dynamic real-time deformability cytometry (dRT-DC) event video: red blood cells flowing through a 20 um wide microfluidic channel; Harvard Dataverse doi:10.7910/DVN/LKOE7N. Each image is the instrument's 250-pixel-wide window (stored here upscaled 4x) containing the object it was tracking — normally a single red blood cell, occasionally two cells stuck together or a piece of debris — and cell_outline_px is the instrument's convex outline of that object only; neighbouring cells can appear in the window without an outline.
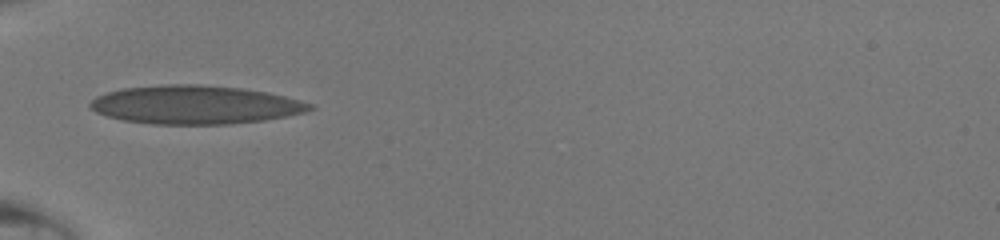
{"species": "human", "species_latin": "Homo sapiens", "temperature_condition": "room temperature", "stored_images_in_passage": 27, "camera_frame_rate_fps": 3000, "um_per_image_px": 0.085, "donor": {"sex": "male"}, "frame": {"image": 1, "passage_image": 1, "time_ms": 0.0, "image_size_px": [1000, 240], "cell_outline_px": [[316, 108], [304, 112], [288, 116], [264, 120], [228, 124], [152, 124], [120, 120], [96, 112], [88, 104], [96, 96], [108, 92], [124, 88], [168, 84], [200, 84], [240, 88], [268, 92], [300, 100], [312, 104]], "centroid_in_image_um": [16.6, 8.91], "position_along_channel_um": 68.4, "area_um2": 49.3}}
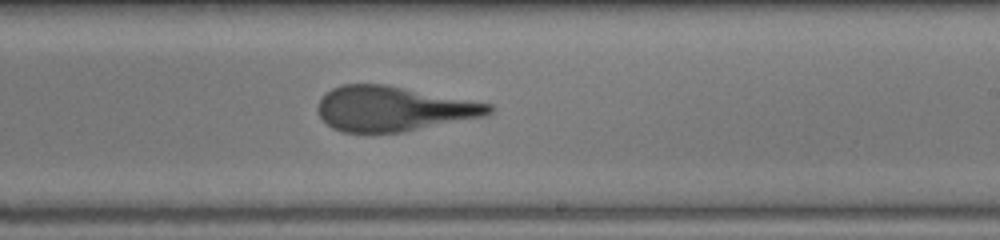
{"frame": {"image": 2, "passage_image": 14, "time_ms": 4.333, "image_size_px": [1000, 240], "cell_outline_px": [[496, 108], [488, 116], [404, 132], [344, 132], [332, 128], [320, 116], [316, 108], [320, 100], [332, 88], [340, 84], [384, 84], [492, 104]], "centroid_in_image_um": [33.48, 9.25], "position_along_channel_um": 255.5, "area_um2": 44.8}}
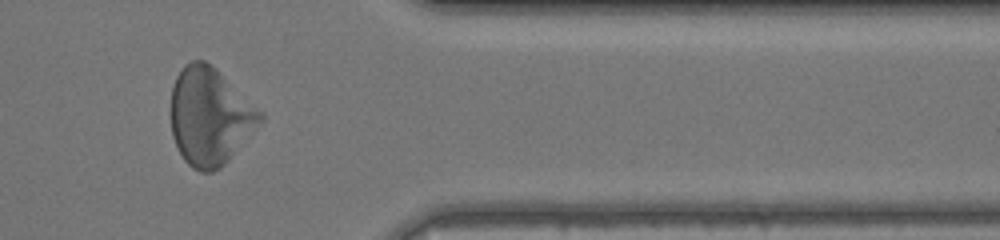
{"frame": {"image": 3, "passage_image": 24, "time_ms": 7.667, "image_size_px": [1000, 240], "cell_outline_px": [[264, 120], [228, 160], [220, 168], [212, 172], [200, 172], [192, 168], [184, 160], [172, 136], [172, 88], [176, 76], [184, 64], [192, 60], [204, 60], [216, 68], [264, 112]], "centroid_in_image_um": [17.86, 9.89], "position_along_channel_um": 393.5, "area_um2": 50.81}}